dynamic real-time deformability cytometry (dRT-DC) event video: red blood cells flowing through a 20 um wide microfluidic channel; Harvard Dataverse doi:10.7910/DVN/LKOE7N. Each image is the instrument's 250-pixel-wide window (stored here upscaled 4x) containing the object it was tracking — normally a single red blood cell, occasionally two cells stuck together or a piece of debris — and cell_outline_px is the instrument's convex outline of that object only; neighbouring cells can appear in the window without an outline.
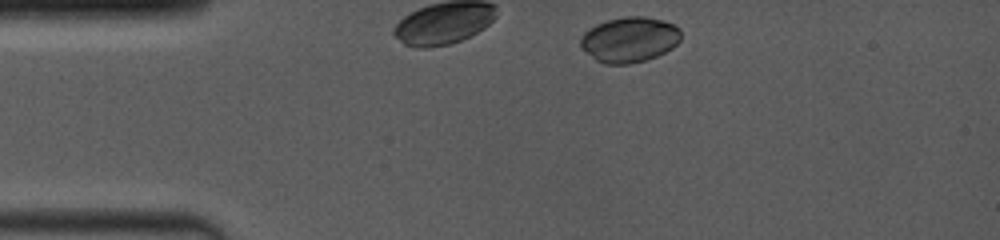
{"species": "common noctule bat (a hibernating species)", "species_latin": "Nyctalus noctula", "temperature_condition": "room temperature", "stored_images_in_passage": 4, "camera_frame_rate_fps": 4000, "um_per_image_px": 0.085, "animal": {"sex": "female", "body_mass_g": 19.0, "forearm_length_mm": 53.3}, "frame": {"image": 1, "passage_image": 1, "time_ms": 0.0, "image_size_px": [1000, 240], "cell_outline_px": [[680, 40], [672, 48], [656, 56], [644, 60], [628, 64], [604, 64], [596, 60], [580, 44], [580, 36], [588, 28], [596, 24], [608, 20], [624, 16], [644, 16], [664, 20], [672, 24], [680, 32]], "centroid_in_image_um": [53.49, 3.35], "position_along_channel_um": 31.5, "area_um2": 26.3}}